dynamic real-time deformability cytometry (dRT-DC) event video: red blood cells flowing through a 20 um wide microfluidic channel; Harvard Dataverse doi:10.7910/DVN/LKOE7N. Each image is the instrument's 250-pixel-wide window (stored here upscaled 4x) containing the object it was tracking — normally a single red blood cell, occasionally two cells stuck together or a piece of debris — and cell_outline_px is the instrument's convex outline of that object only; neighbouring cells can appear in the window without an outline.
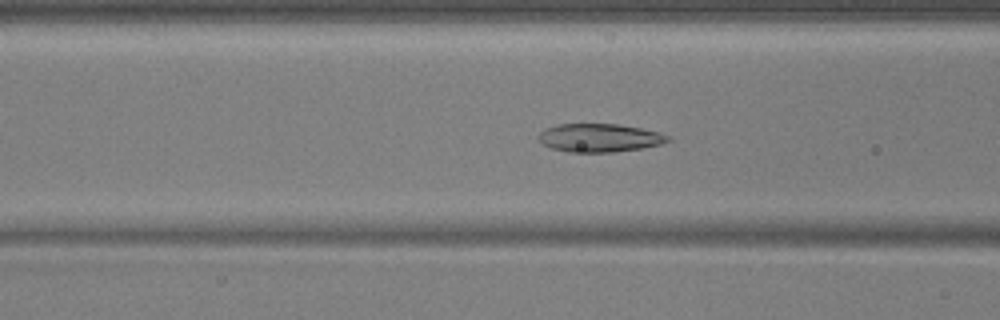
{"species": "common noctule bat (a hibernating species)", "species_latin": "Nyctalus noctula", "temperature_condition": "warm", "stored_images_in_passage": 40, "camera_frame_rate_fps": 3000, "um_per_image_px": 0.085, "animal": {"sex": "male", "body_mass_g": 17.9, "forearm_length_mm": 54.2}, "frame": {"image": 1, "passage_image": 7, "time_ms": 2.0, "image_size_px": [1000, 320], "cell_outline_px": [[672, 140], [660, 144], [640, 148], [612, 152], [568, 152], [552, 148], [544, 144], [536, 136], [544, 128], [556, 124], [620, 124], [640, 128], [672, 136]], "centroid_in_image_um": [50.94, 11.71], "position_along_channel_um": 115.7, "area_um2": 21.33}}
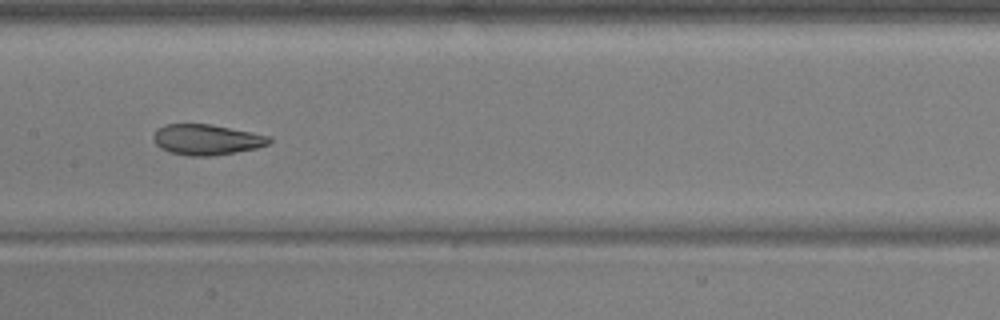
{"frame": {"image": 2, "passage_image": 13, "time_ms": 4.0, "image_size_px": [1000, 320], "cell_outline_px": [[272, 140], [268, 144], [256, 148], [236, 152], [212, 156], [188, 156], [172, 152], [160, 148], [156, 144], [152, 136], [156, 128], [164, 124], [212, 124], [272, 136]], "centroid_in_image_um": [17.56, 11.86], "position_along_channel_um": 189.8, "area_um2": 20.81}}
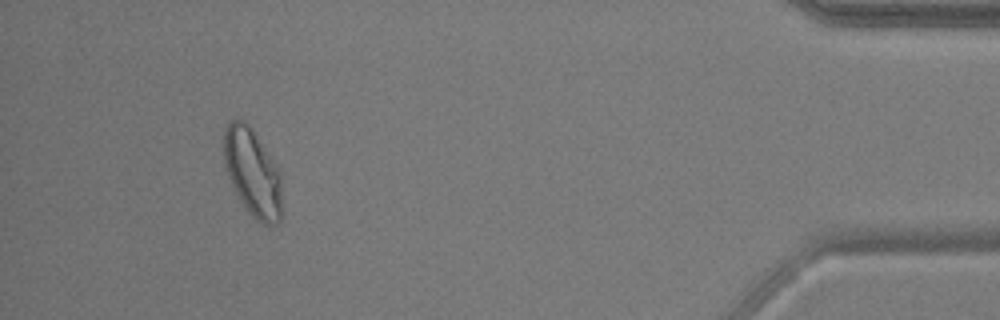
{"frame": {"image": 3, "passage_image": 36, "time_ms": 11.667, "image_size_px": [1000, 320], "cell_outline_px": [[280, 220], [276, 224], [268, 228], [260, 224], [248, 212], [240, 200], [228, 176], [224, 164], [224, 128], [236, 116], [244, 120], [248, 124], [280, 172]], "centroid_in_image_um": [21.44, 14.7], "position_along_channel_um": 413.8, "area_um2": 29.42}, "authors_computed_cell_mechanics": {"area_um2": 22.1663, "velocity_mm_per_s": 3.7008, "shape_relaxation_time_tau1_ms": null, "shape_relaxation_time_tau2_ms": 1.6657, "deformation_change_tau1": null, "deformation_change_tau2": 0.062}}